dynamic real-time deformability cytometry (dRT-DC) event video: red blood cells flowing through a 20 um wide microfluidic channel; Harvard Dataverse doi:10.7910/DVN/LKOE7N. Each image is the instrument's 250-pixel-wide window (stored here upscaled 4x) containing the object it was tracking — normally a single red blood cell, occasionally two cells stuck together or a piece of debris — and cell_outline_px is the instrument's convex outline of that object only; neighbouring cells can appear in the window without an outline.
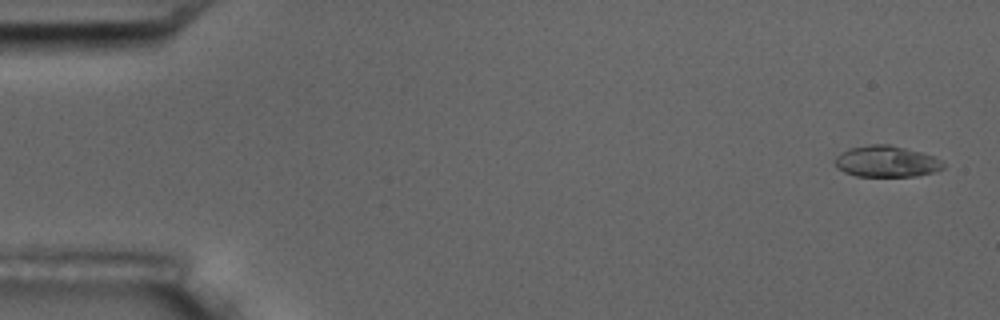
{"species": "common noctule bat (a hibernating species)", "species_latin": "Nyctalus noctula", "temperature_condition": "room temperature", "stored_images_in_passage": 4, "camera_frame_rate_fps": 3000, "um_per_image_px": 0.085, "animal": {"sex": "male", "body_mass_g": 17.5, "forearm_length_mm": 52.3}, "frame": {"image": 1, "passage_image": 1, "time_ms": 0.0, "image_size_px": [1000, 320], "cell_outline_px": [[944, 168], [932, 172], [916, 176], [856, 176], [844, 172], [836, 168], [832, 160], [840, 152], [848, 148], [868, 144], [892, 144], [920, 152], [932, 156], [940, 160], [944, 164]], "centroid_in_image_um": [75.27, 13.71], "position_along_channel_um": 9.7, "area_um2": 19.94}}
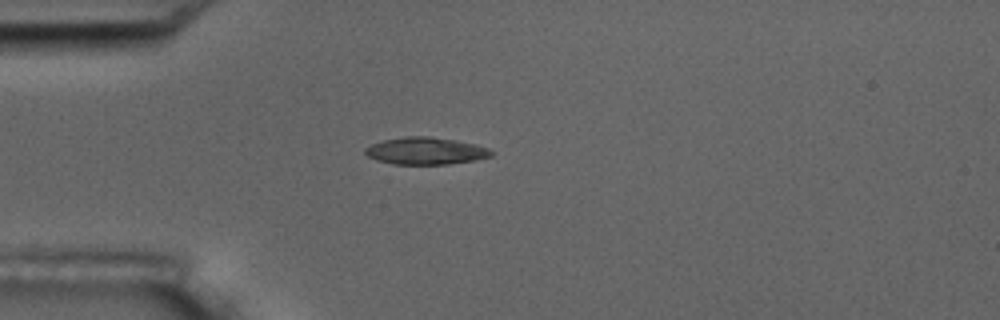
{"frame": {"image": 2, "passage_image": 4, "time_ms": 4.333, "image_size_px": [1000, 320], "cell_outline_px": [[496, 152], [492, 156], [476, 160], [448, 164], [392, 164], [376, 160], [368, 156], [364, 152], [364, 148], [372, 144], [384, 140], [404, 136], [428, 136], [476, 144], [488, 148]], "centroid_in_image_um": [36.19, 12.83], "position_along_channel_um": 48.8, "area_um2": 20.0}}